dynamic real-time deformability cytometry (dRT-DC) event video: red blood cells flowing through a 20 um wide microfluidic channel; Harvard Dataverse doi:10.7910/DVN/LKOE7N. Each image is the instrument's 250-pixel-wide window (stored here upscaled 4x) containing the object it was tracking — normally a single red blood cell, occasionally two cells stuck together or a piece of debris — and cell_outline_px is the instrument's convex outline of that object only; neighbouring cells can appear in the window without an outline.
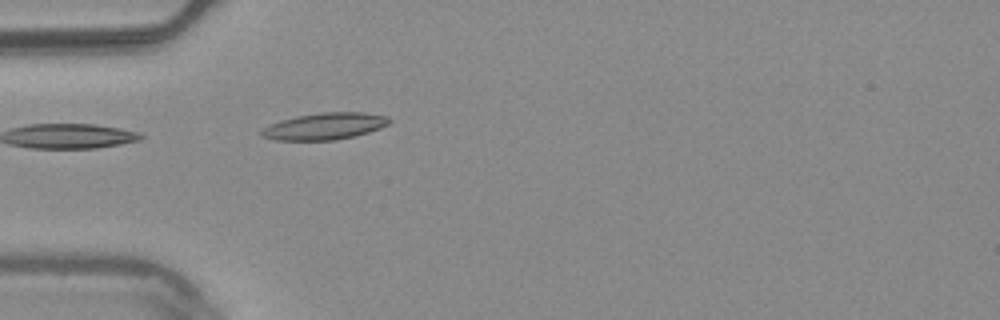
{"species": "common noctule bat (a hibernating species)", "species_latin": "Nyctalus noctula", "temperature_condition": "warm", "stored_images_in_passage": 39, "camera_frame_rate_fps": 3000, "um_per_image_px": 0.085, "animal": {"sex": "male", "body_mass_g": 20.4}, "frame": {"image": 1, "passage_image": 1, "time_ms": 0.0, "image_size_px": [1000, 320], "cell_outline_px": [[392, 120], [388, 124], [380, 128], [356, 136], [336, 140], [276, 140], [260, 136], [260, 132], [264, 128], [280, 120], [296, 116], [320, 112], [364, 112], [388, 116]], "centroid_in_image_um": [27.63, 10.72], "position_along_channel_um": 57.4, "area_um2": 20.0}}
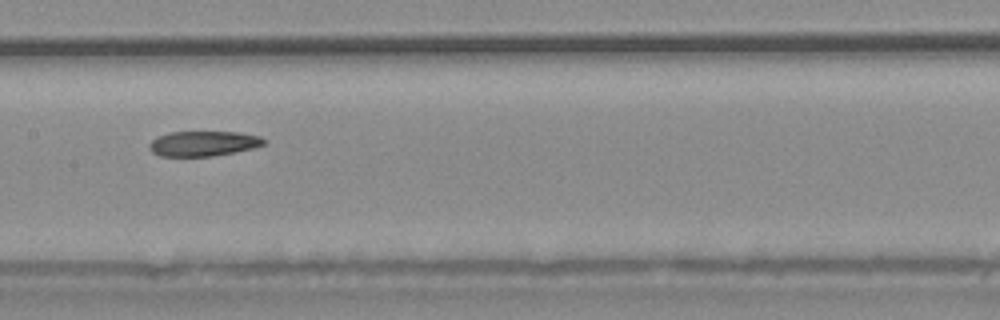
{"frame": {"image": 2, "passage_image": 12, "time_ms": 3.667, "image_size_px": [1000, 320], "cell_outline_px": [[268, 140], [264, 144], [252, 148], [236, 152], [212, 156], [160, 156], [152, 152], [148, 148], [148, 144], [156, 136], [172, 132], [236, 132], [260, 136]], "centroid_in_image_um": [17.27, 12.2], "position_along_channel_um": 190.1, "area_um2": 16.82}, "authors_computed_cell_mechanics": {"area_um2": 18.0914, "velocity_mm_per_s": 3.7339, "shape_relaxation_time_tau1_ms": null, "shape_relaxation_time_tau2_ms": 11.3468, "deformation_change_tau1": null, "deformation_change_tau2": 0.1888}}